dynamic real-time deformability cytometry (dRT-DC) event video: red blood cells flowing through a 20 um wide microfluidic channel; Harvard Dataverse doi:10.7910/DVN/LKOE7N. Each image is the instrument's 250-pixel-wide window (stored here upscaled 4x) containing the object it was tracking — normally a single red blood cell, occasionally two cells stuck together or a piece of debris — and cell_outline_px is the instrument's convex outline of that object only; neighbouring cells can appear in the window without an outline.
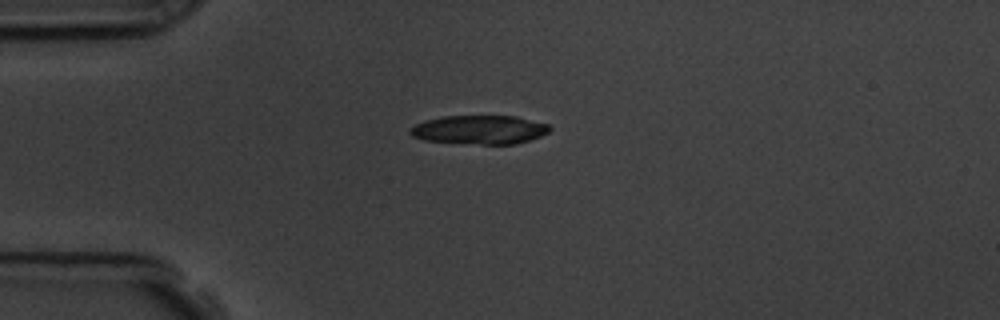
{"species": "common noctule bat (a hibernating species)", "species_latin": "Nyctalus noctula", "temperature_condition": "room temperature", "stored_images_in_passage": 43, "camera_frame_rate_fps": 3000, "um_per_image_px": 0.085, "animal": {"sex": "male", "body_mass_g": 19.5, "forearm_length_mm": 54.6}, "frame": {"image": 1, "passage_image": 1, "time_ms": 0.0, "image_size_px": [1000, 320], "cell_outline_px": [[552, 128], [548, 132], [540, 136], [516, 144], [480, 144], [424, 140], [412, 136], [408, 132], [408, 128], [424, 120], [444, 116], [516, 116], [548, 124]], "centroid_in_image_um": [40.74, 11.02], "position_along_channel_um": 44.3, "area_um2": 23.41}}
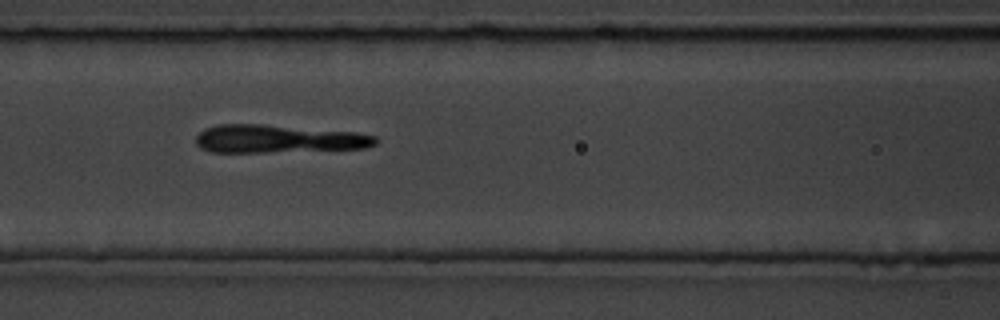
{"frame": {"image": 2, "passage_image": 11, "time_ms": 3.333, "image_size_px": [1000, 320], "cell_outline_px": [[380, 140], [376, 144], [368, 148], [264, 152], [212, 152], [200, 148], [196, 144], [196, 136], [204, 128], [220, 124], [260, 124], [356, 132], [376, 136]], "centroid_in_image_um": [23.66, 11.8], "position_along_channel_um": 142.9, "area_um2": 29.42}}
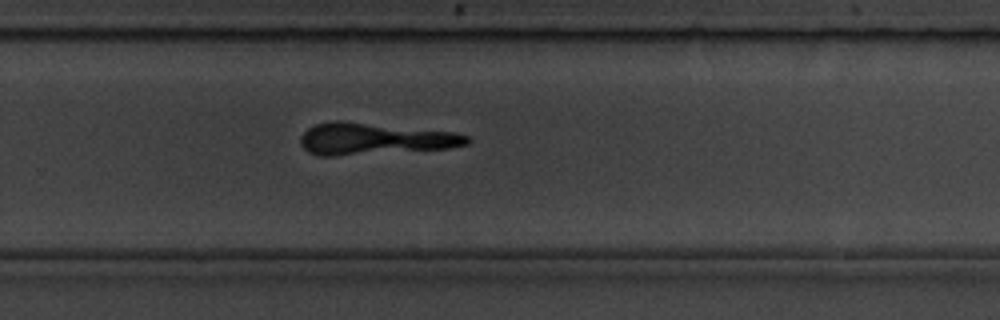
{"frame": {"image": 3, "passage_image": 24, "time_ms": 7.667, "image_size_px": [1000, 320], "cell_outline_px": [[472, 140], [468, 144], [448, 148], [336, 156], [320, 156], [308, 152], [300, 144], [300, 136], [308, 128], [316, 124], [332, 120], [340, 120], [456, 132], [468, 136]], "centroid_in_image_um": [31.81, 11.79], "position_along_channel_um": 298.0, "area_um2": 30.98}}